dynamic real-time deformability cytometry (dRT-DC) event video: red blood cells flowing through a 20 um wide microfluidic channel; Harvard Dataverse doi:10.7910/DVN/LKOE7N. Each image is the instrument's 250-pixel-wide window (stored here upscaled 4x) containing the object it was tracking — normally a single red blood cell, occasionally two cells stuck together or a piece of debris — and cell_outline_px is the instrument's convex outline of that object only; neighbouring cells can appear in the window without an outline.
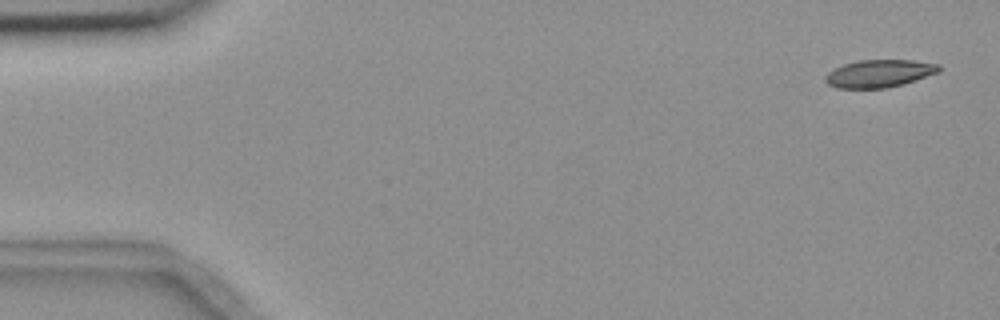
{"species": "common noctule bat (a hibernating species)", "species_latin": "Nyctalus noctula", "temperature_condition": "room temperature", "stored_images_in_passage": 5, "camera_frame_rate_fps": 3000, "um_per_image_px": 0.085, "animal": {"sex": "female", "body_mass_g": 18.4}, "frame": {"image": 1, "passage_image": 1, "time_ms": 0.0, "image_size_px": [1000, 320], "cell_outline_px": [[940, 72], [904, 84], [888, 88], [836, 88], [828, 84], [824, 80], [824, 76], [828, 72], [844, 64], [860, 60], [916, 60], [940, 64]], "centroid_in_image_um": [74.76, 6.25], "position_along_channel_um": 10.2, "area_um2": 18.44}}
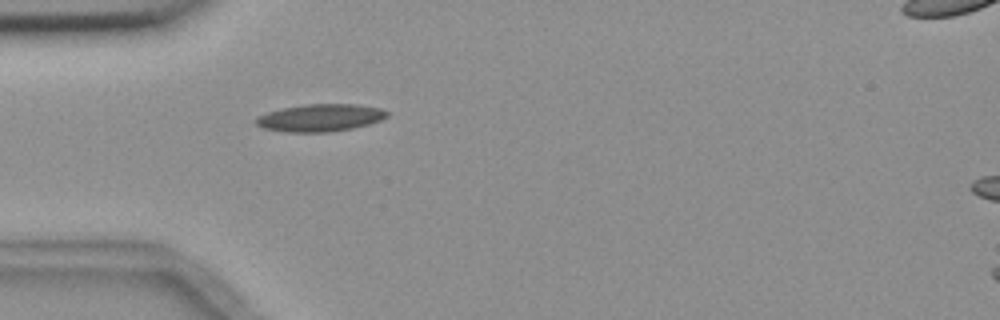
{"frame": {"image": 2, "passage_image": 5, "time_ms": 4.667, "image_size_px": [1000, 320], "cell_outline_px": [[388, 116], [380, 120], [368, 124], [352, 128], [328, 132], [288, 132], [264, 128], [256, 124], [256, 116], [268, 112], [284, 108], [304, 104], [356, 104], [380, 108], [388, 112]], "centroid_in_image_um": [27.22, 10.0], "position_along_channel_um": 57.8, "area_um2": 20.75}}